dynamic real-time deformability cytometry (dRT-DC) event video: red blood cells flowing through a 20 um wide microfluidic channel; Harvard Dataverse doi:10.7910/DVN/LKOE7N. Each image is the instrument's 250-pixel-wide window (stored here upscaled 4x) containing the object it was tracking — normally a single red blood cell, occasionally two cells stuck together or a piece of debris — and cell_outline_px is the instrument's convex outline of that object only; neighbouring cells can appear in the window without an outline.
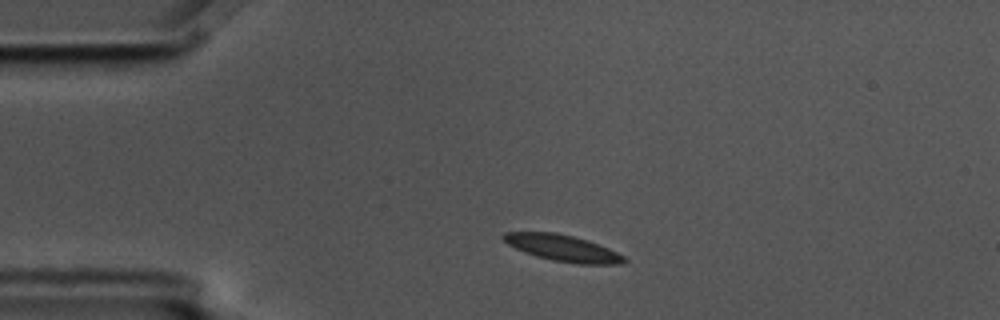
{"species": "common noctule bat (a hibernating species)", "species_latin": "Nyctalus noctula", "temperature_condition": "cold", "stored_images_in_passage": 2, "camera_frame_rate_fps": 3000, "um_per_image_px": 0.085, "animal": {"sex": "male", "body_mass_g": 17.5, "forearm_length_mm": 52.3}, "frame": {"image": 1, "passage_image": 1, "time_ms": 0.0, "image_size_px": [1000, 320], "cell_outline_px": [[628, 260], [624, 264], [576, 264], [552, 260], [536, 256], [524, 252], [508, 244], [500, 236], [504, 232], [556, 232], [588, 240], [608, 248], [624, 256]], "centroid_in_image_um": [47.84, 21.09], "position_along_channel_um": 37.2, "area_um2": 18.61}}